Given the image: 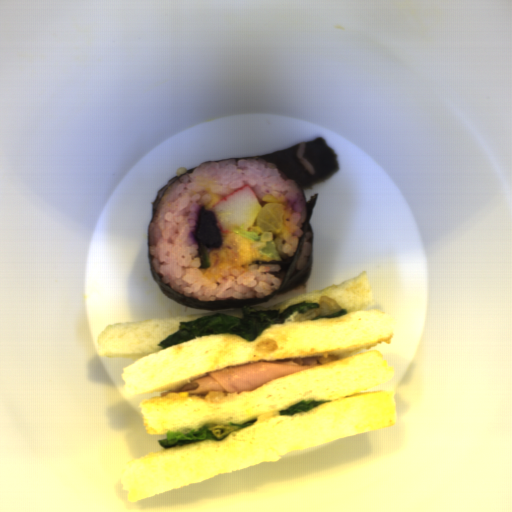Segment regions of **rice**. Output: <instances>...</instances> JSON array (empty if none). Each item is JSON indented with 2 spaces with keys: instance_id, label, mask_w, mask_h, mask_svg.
I'll return each mask as SVG.
<instances>
[{
  "instance_id": "652b925c",
  "label": "rice",
  "mask_w": 512,
  "mask_h": 512,
  "mask_svg": "<svg viewBox=\"0 0 512 512\" xmlns=\"http://www.w3.org/2000/svg\"><path fill=\"white\" fill-rule=\"evenodd\" d=\"M248 185L258 198L284 195L282 230L271 242L281 260L293 257L308 216L299 186L279 167L263 160L204 162L178 178L161 197L149 223V256L164 285L198 301L264 298L280 288V260L248 265L201 267L193 234L201 207L212 210L225 196ZM260 208V209H261Z\"/></svg>"
},
{
  "instance_id": "023b6e5f",
  "label": "rice",
  "mask_w": 512,
  "mask_h": 512,
  "mask_svg": "<svg viewBox=\"0 0 512 512\" xmlns=\"http://www.w3.org/2000/svg\"><path fill=\"white\" fill-rule=\"evenodd\" d=\"M312 252V233L308 230L304 236L302 246L299 252L295 271H301L305 268Z\"/></svg>"
},
{
  "instance_id": "8eca5e8b",
  "label": "rice",
  "mask_w": 512,
  "mask_h": 512,
  "mask_svg": "<svg viewBox=\"0 0 512 512\" xmlns=\"http://www.w3.org/2000/svg\"><path fill=\"white\" fill-rule=\"evenodd\" d=\"M305 148V142L304 143H298L296 156L299 160V162L306 168V170L309 172L310 175H314L315 169L311 164H309L306 160L303 159V153Z\"/></svg>"
},
{
  "instance_id": "acb35da6",
  "label": "rice",
  "mask_w": 512,
  "mask_h": 512,
  "mask_svg": "<svg viewBox=\"0 0 512 512\" xmlns=\"http://www.w3.org/2000/svg\"><path fill=\"white\" fill-rule=\"evenodd\" d=\"M256 242L259 243L260 245L265 246V240H256Z\"/></svg>"
}]
</instances>
